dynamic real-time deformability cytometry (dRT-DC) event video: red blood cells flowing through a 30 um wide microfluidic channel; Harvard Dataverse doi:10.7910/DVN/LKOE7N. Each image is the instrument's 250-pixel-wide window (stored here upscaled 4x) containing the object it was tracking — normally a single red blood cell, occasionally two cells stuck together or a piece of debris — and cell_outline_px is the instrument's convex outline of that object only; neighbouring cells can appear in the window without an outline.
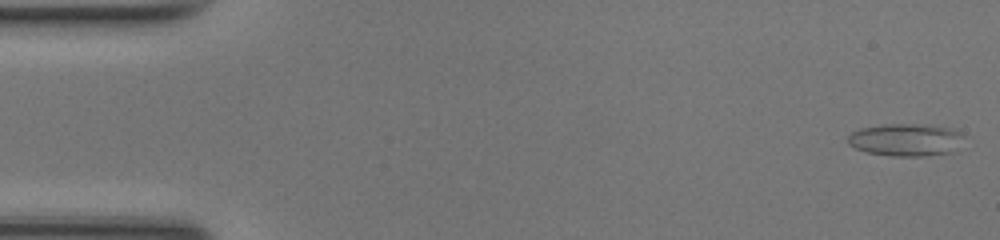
{"species": "common noctule bat (a hibernating species)", "species_latin": "Nyctalus noctula", "temperature_condition": "room temperature", "stored_images_in_passage": 14, "camera_frame_rate_fps": 3000, "um_per_image_px": 0.085, "animal": {"sex": "female", "body_mass_g": 17.0, "forearm_length_mm": 48.0}, "frame": {"image": 1, "passage_image": 1, "time_ms": 0.0, "image_size_px": [1000, 240], "cell_outline_px": [[964, 136], [956, 152], [924, 156], [892, 156], [868, 152], [856, 148], [848, 144], [848, 136], [852, 132], [860, 128], [884, 124], [928, 124], [952, 128], [960, 132]], "centroid_in_image_um": [77.04, 11.88], "position_along_channel_um": 8.0, "area_um2": 22.25}}
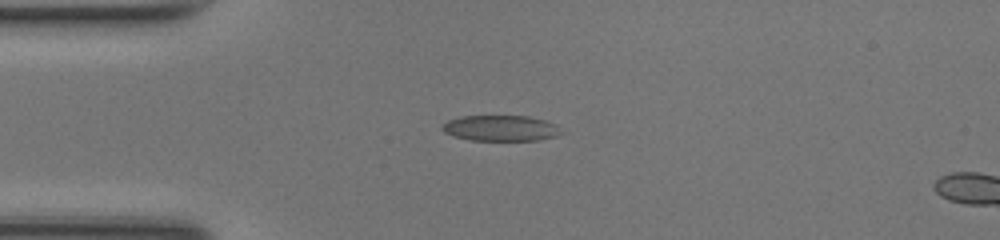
{"frame": {"image": 2, "passage_image": 12, "time_ms": 3.667, "image_size_px": [1000, 240], "cell_outline_px": [[564, 132], [556, 136], [536, 140], [472, 140], [452, 136], [444, 132], [440, 128], [448, 120], [460, 116], [528, 116], [544, 120], [556, 124]], "centroid_in_image_um": [42.56, 10.89], "position_along_channel_um": 42.4, "area_um2": 17.86}}